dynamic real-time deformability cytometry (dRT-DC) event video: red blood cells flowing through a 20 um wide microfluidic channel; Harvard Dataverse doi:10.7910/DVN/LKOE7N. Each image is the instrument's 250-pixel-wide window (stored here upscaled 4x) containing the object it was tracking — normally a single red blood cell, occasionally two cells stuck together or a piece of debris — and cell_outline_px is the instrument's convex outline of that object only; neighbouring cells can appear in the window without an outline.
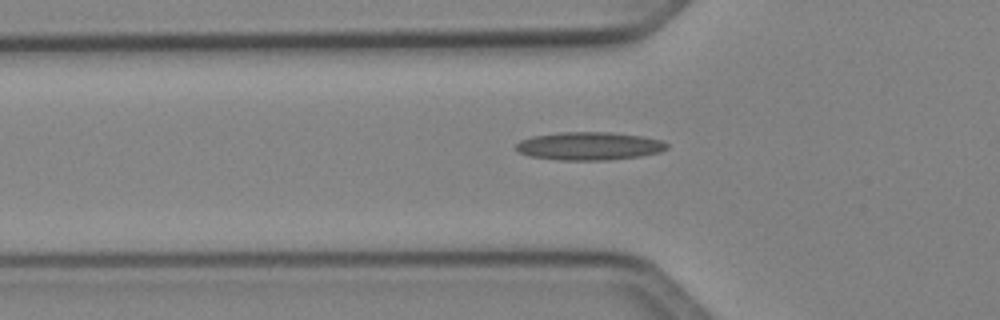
{"species": "Egyptian fruit bat (a non-hibernating species)", "species_latin": "Rousettus aegyptiacus", "temperature_condition": "cold", "stored_images_in_passage": 34, "camera_frame_rate_fps": 3000, "um_per_image_px": 0.085, "animal": {"sex": "female"}, "frame": {"image": 1, "passage_image": 4, "time_ms": 1.0, "image_size_px": [1000, 320], "cell_outline_px": [[668, 148], [660, 152], [640, 156], [608, 160], [556, 160], [528, 156], [520, 152], [516, 148], [516, 144], [520, 140], [532, 136], [560, 132], [608, 132], [644, 136], [660, 140], [668, 144]], "centroid_in_image_um": [50.08, 12.41], "position_along_channel_um": 75.7, "area_um2": 24.8}}
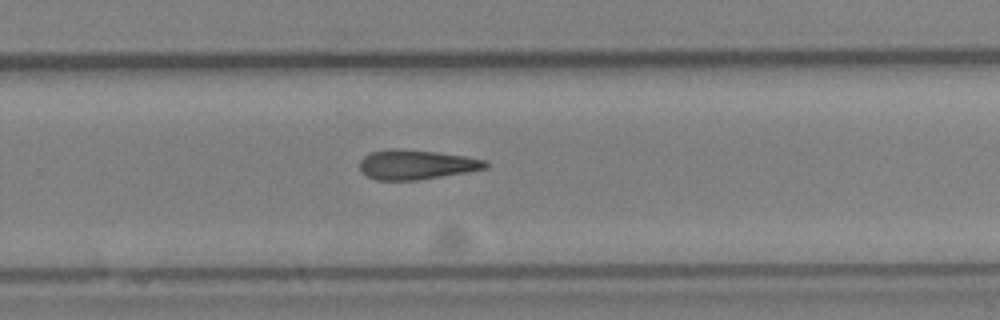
{"frame": {"image": 2, "passage_image": 20, "time_ms": 6.333, "image_size_px": [1000, 320], "cell_outline_px": [[488, 168], [468, 172], [416, 180], [376, 180], [360, 172], [360, 160], [364, 156], [372, 152], [392, 148], [436, 152], [464, 156], [484, 160], [488, 164]], "centroid_in_image_um": [35.36, 14.0], "position_along_channel_um": 294.4, "area_um2": 21.56}}
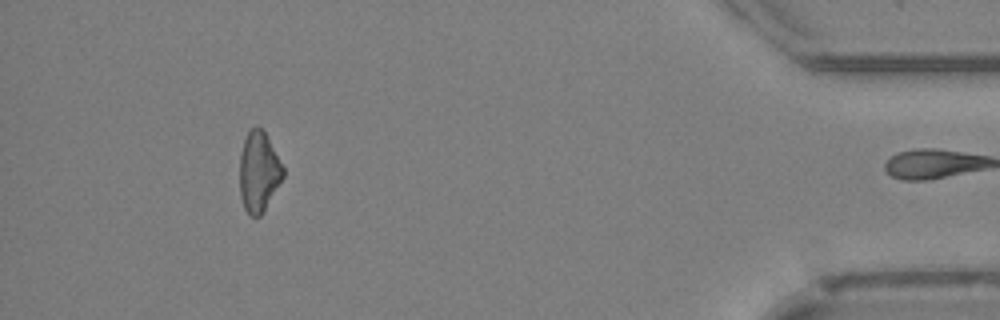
{"frame": {"image": 3, "passage_image": 33, "time_ms": 10.667, "image_size_px": [1000, 320], "cell_outline_px": [[284, 176], [264, 212], [260, 216], [252, 216], [244, 208], [240, 196], [240, 156], [244, 140], [248, 132], [256, 124], [264, 132], [284, 168]], "centroid_in_image_um": [21.99, 14.63], "position_along_channel_um": 413.2, "area_um2": 20.11}}